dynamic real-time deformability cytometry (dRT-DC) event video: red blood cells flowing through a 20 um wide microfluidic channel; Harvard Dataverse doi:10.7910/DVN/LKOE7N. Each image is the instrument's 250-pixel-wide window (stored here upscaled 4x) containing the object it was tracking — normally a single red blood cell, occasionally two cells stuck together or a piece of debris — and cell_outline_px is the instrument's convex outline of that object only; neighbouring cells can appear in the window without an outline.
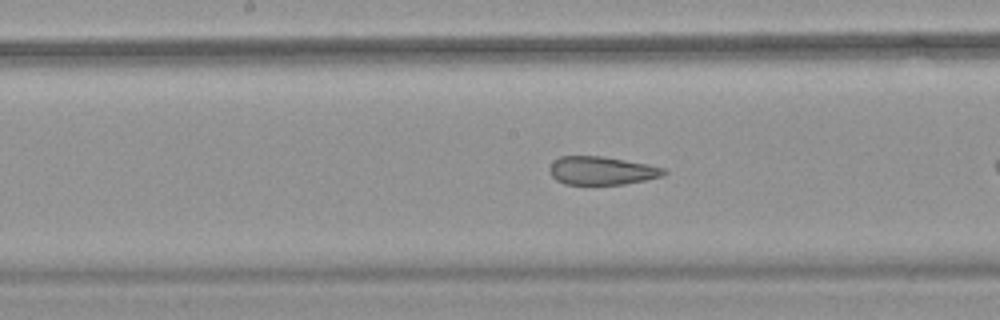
{"species": "common noctule bat (a hibernating species)", "species_latin": "Nyctalus noctula", "temperature_condition": "warm", "stored_images_in_passage": 38, "camera_frame_rate_fps": 3000, "um_per_image_px": 0.085, "animal": {"sex": "female", "body_mass_g": 18.4}, "frame": {"image": 1, "passage_image": 12, "time_ms": 3.667, "image_size_px": [1000, 320], "cell_outline_px": [[668, 172], [664, 176], [624, 184], [564, 184], [556, 180], [552, 176], [548, 168], [552, 160], [560, 156], [604, 156], [648, 164], [664, 168]], "centroid_in_image_um": [51.13, 14.49], "position_along_channel_um": 197.1, "area_um2": 19.02}, "authors_computed_cell_mechanics": {"area_um2": 20.7502, "velocity_mm_per_s": 3.7695, "shape_relaxation_time_tau1_ms": null, "shape_relaxation_time_tau2_ms": 1.3459, "deformation_change_tau1": null, "deformation_change_tau2": 0.0958}}